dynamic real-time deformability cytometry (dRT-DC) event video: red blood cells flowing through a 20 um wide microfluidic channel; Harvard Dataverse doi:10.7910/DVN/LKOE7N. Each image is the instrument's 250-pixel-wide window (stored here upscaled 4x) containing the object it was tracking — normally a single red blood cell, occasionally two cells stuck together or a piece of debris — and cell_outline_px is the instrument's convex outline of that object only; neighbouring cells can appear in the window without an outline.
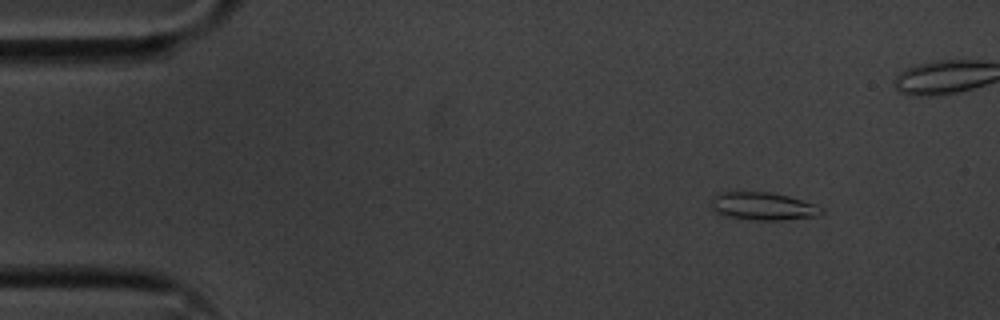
{"species": "common noctule bat (a hibernating species)", "species_latin": "Nyctalus noctula", "temperature_condition": "cold", "stored_images_in_passage": 51, "camera_frame_rate_fps": 3000, "um_per_image_px": 0.085, "animal": {"sex": "male", "body_mass_g": 20.1, "forearm_length_mm": 53.5}, "frame": {"image": 1, "passage_image": 1, "time_ms": 0.0, "image_size_px": [1000, 320], "cell_outline_px": [[824, 212], [816, 216], [780, 220], [760, 220], [724, 216], [712, 208], [712, 196], [720, 192], [772, 192], [788, 196], [824, 208]], "centroid_in_image_um": [64.84, 17.52], "position_along_channel_um": 20.2, "area_um2": 17.63}}
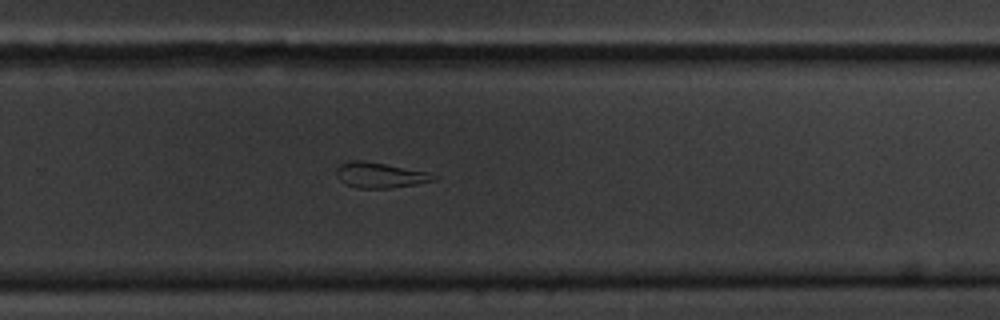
{"frame": {"image": 2, "passage_image": 31, "time_ms": 10.0, "image_size_px": [1000, 320], "cell_outline_px": [[436, 180], [416, 184], [392, 188], [356, 188], [340, 180], [336, 172], [336, 168], [340, 164], [348, 160], [364, 160], [428, 172], [436, 176]], "centroid_in_image_um": [32.28, 14.88], "position_along_channel_um": 297.5, "area_um2": 14.33}}
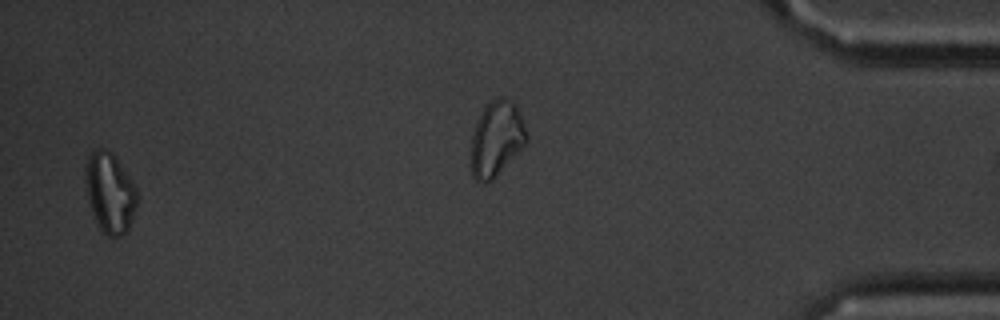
{"frame": {"image": 3, "passage_image": 49, "time_ms": 16.0, "image_size_px": [1000, 320], "cell_outline_px": [[140, 196], [136, 208], [128, 228], [120, 236], [108, 236], [100, 228], [88, 204], [84, 180], [84, 168], [88, 156], [96, 148], [104, 148], [112, 152], [116, 156], [136, 188]], "centroid_in_image_um": [9.33, 16.33], "position_along_channel_um": 425.9, "area_um2": 24.45}, "authors_computed_cell_mechanics": {"area_um2": 16.5308, "velocity_mm_per_s": 3.5892, "shape_relaxation_time_tau1_ms": null, "shape_relaxation_time_tau2_ms": 9.7057, "deformation_change_tau1": null, "deformation_change_tau2": 0.2391}}